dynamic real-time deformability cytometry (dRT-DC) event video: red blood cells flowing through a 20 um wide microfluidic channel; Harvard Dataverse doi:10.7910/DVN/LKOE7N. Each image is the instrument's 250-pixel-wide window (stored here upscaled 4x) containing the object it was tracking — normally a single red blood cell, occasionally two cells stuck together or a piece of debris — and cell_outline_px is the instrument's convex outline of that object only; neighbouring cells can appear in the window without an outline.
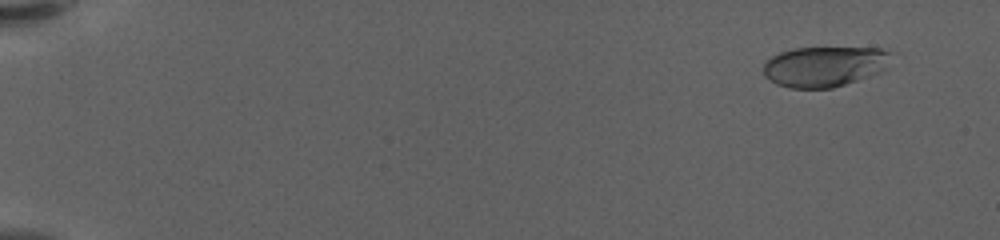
{"species": "human", "species_latin": "Homo sapiens", "temperature_condition": "warm", "stored_images_in_passage": 60, "camera_frame_rate_fps": 3000, "um_per_image_px": 0.085, "donor": {"sex": "female"}, "frame": {"image": 1, "passage_image": 5, "time_ms": 1.333, "image_size_px": [1000, 240], "cell_outline_px": [[892, 52], [884, 68], [880, 72], [832, 88], [788, 88], [776, 84], [764, 76], [764, 64], [772, 56], [780, 52], [792, 48], [880, 48]], "centroid_in_image_um": [70.04, 5.64], "position_along_channel_um": 15.0, "area_um2": 29.82}}
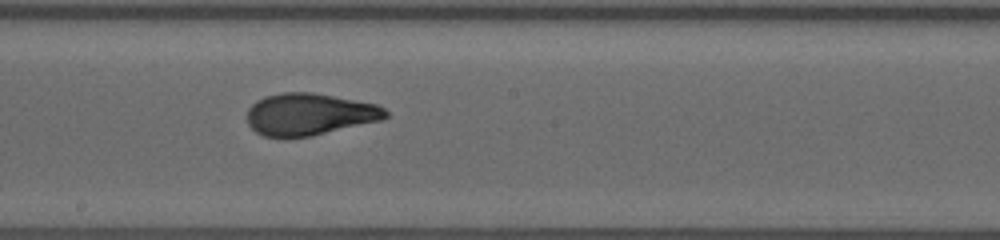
{"frame": {"image": 2, "passage_image": 36, "time_ms": 11.667, "image_size_px": [1000, 240], "cell_outline_px": [[388, 116], [380, 120], [312, 136], [284, 140], [264, 136], [256, 132], [248, 124], [248, 108], [256, 100], [264, 96], [280, 92], [312, 92], [376, 104], [384, 108], [388, 112]], "centroid_in_image_um": [26.24, 9.73], "position_along_channel_um": 222.0, "area_um2": 34.28}}
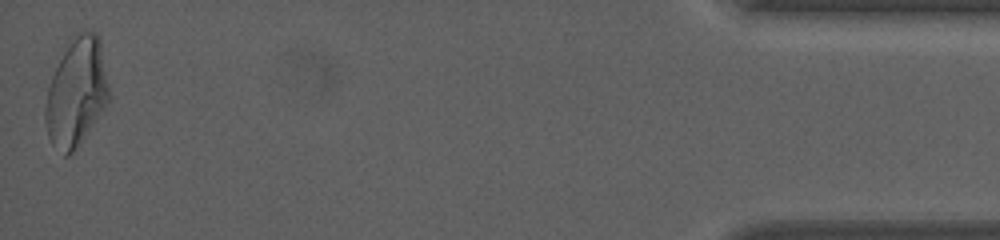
{"frame": {"image": 3, "passage_image": 60, "time_ms": 19.667, "image_size_px": [1000, 240], "cell_outline_px": [[108, 100], [104, 108], [72, 152], [68, 156], [64, 156], [52, 144], [48, 136], [44, 120], [44, 112], [48, 88], [52, 76], [68, 36], [80, 28], [96, 32], [100, 40], [108, 84]], "centroid_in_image_um": [6.46, 7.74], "position_along_channel_um": 428.7, "area_um2": 40.17}, "authors_computed_cell_mechanics": {"area_um2": 33.524, "velocity_mm_per_s": 3.5716, "shape_relaxation_time_tau1_ms": 7.2371, "shape_relaxation_time_tau2_ms": 0.9028, "deformation_change_tau1": 0.2305, "deformation_change_tau2": 0.071}}